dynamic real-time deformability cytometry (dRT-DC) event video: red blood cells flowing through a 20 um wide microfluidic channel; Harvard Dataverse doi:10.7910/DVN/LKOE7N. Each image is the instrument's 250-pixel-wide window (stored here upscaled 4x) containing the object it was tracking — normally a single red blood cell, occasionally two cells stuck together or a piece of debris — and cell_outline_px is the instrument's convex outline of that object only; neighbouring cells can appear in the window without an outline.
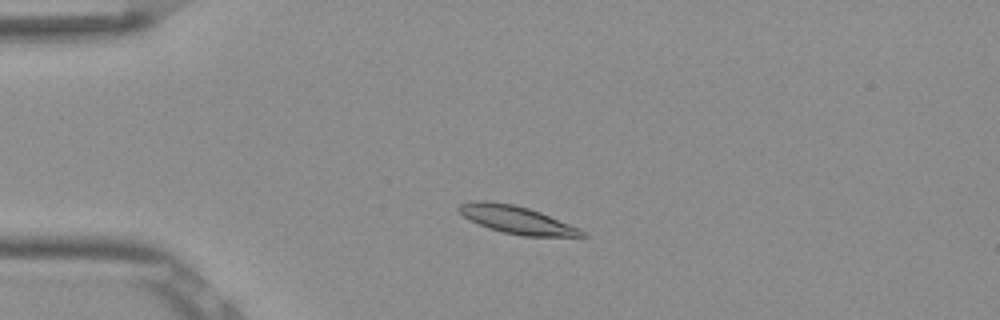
{"species": "Egyptian fruit bat (a non-hibernating species)", "species_latin": "Rousettus aegyptiacus", "temperature_condition": "room temperature", "stored_images_in_passage": 48, "camera_frame_rate_fps": 3000, "um_per_image_px": 0.085, "frame": {"image": 1, "passage_image": 8, "time_ms": 2.333, "image_size_px": [1000, 320], "cell_outline_px": [[588, 236], [584, 240], [524, 236], [504, 232], [488, 228], [464, 216], [456, 208], [460, 204], [472, 200], [488, 200], [512, 204], [528, 208], [540, 212], [580, 228], [588, 232]], "centroid_in_image_um": [44.12, 18.74], "position_along_channel_um": 40.9, "area_um2": 20.69}}
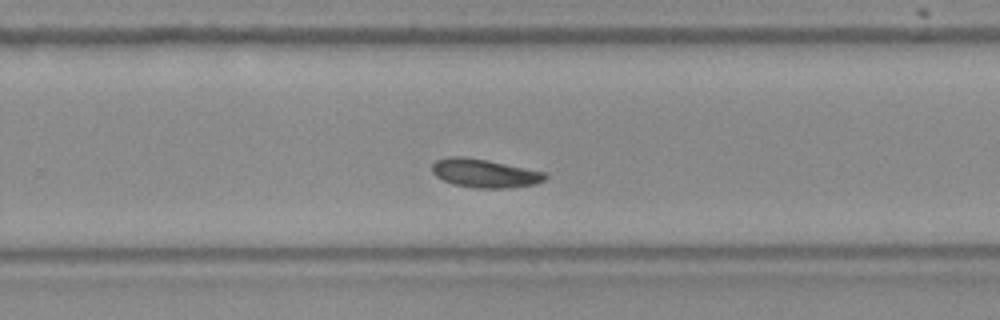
{"frame": {"image": 2, "passage_image": 30, "time_ms": 9.667, "image_size_px": [1000, 320], "cell_outline_px": [[548, 176], [544, 180], [536, 184], [504, 188], [476, 188], [452, 184], [436, 176], [432, 172], [432, 164], [436, 160], [448, 156], [460, 156], [488, 160], [544, 172]], "centroid_in_image_um": [41.16, 14.72], "position_along_channel_um": 288.6, "area_um2": 18.73}}
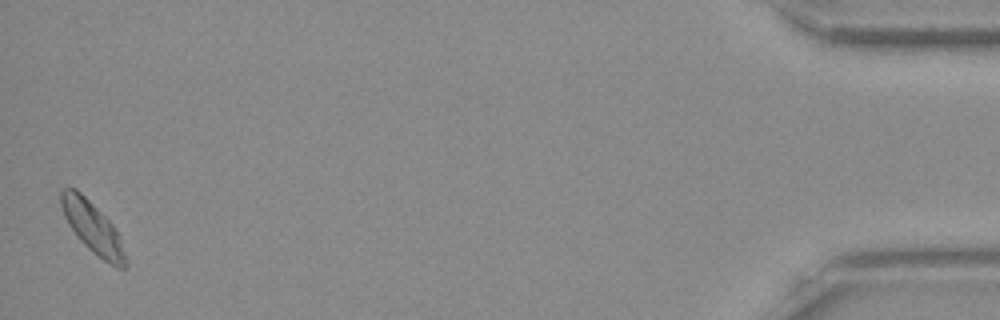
{"frame": {"image": 3, "passage_image": 48, "time_ms": 15.667, "image_size_px": [1000, 320], "cell_outline_px": [[128, 260], [124, 268], [116, 268], [92, 252], [76, 236], [68, 224], [64, 216], [60, 204], [60, 188], [76, 188], [112, 224], [120, 236]], "centroid_in_image_um": [7.87, 19.36], "position_along_channel_um": 427.3, "area_um2": 19.19}, "authors_computed_cell_mechanics": {"area_um2": 18.785, "velocity_mm_per_s": 3.788, "shape_relaxation_time_tau1_ms": null, "shape_relaxation_time_tau2_ms": 8.9426, "deformation_change_tau1": null, "deformation_change_tau2": 0.12}}